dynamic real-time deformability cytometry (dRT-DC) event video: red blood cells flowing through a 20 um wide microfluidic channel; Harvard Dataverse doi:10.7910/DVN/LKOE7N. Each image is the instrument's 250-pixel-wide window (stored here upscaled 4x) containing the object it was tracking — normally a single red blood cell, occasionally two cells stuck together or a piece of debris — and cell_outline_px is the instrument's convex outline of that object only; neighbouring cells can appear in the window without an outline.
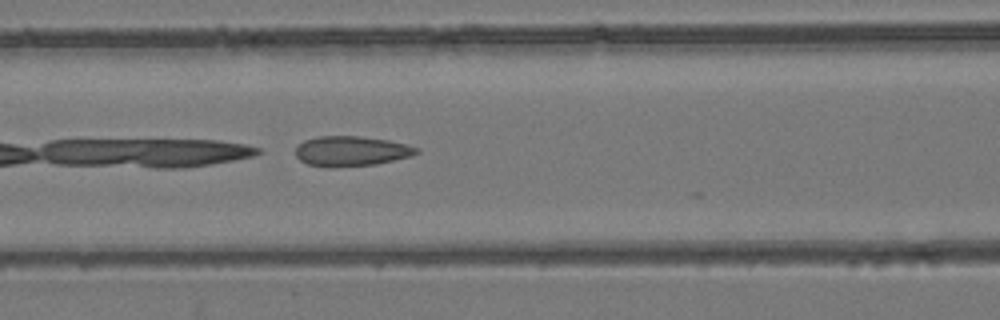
{"species": "common noctule bat (a hibernating species)", "species_latin": "Nyctalus noctula", "temperature_condition": "room temperature", "stored_images_in_passage": 13, "camera_frame_rate_fps": 3000, "um_per_image_px": 0.085, "animal": {"sex": "female", "body_mass_g": 24.6, "forearm_length_mm": 56.2}, "frame": {"image": 1, "passage_image": 6, "time_ms": 1.667, "image_size_px": [1000, 320], "cell_outline_px": [[420, 152], [412, 156], [376, 164], [328, 168], [308, 164], [300, 160], [296, 156], [296, 148], [304, 140], [320, 136], [360, 136], [388, 140], [408, 144], [420, 148]], "centroid_in_image_um": [29.89, 12.85], "position_along_channel_um": 136.7, "area_um2": 21.33}}
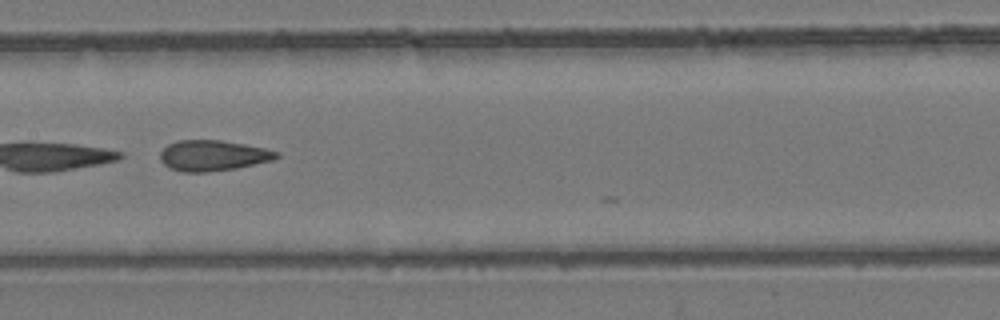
{"frame": {"image": 2, "passage_image": 10, "time_ms": 3.0, "image_size_px": [1000, 320], "cell_outline_px": [[280, 156], [272, 160], [236, 168], [204, 172], [184, 172], [168, 168], [160, 160], [160, 152], [168, 144], [176, 140], [220, 140], [244, 144], [264, 148], [280, 152]], "centroid_in_image_um": [18.07, 13.21], "position_along_channel_um": 189.3, "area_um2": 20.75}}